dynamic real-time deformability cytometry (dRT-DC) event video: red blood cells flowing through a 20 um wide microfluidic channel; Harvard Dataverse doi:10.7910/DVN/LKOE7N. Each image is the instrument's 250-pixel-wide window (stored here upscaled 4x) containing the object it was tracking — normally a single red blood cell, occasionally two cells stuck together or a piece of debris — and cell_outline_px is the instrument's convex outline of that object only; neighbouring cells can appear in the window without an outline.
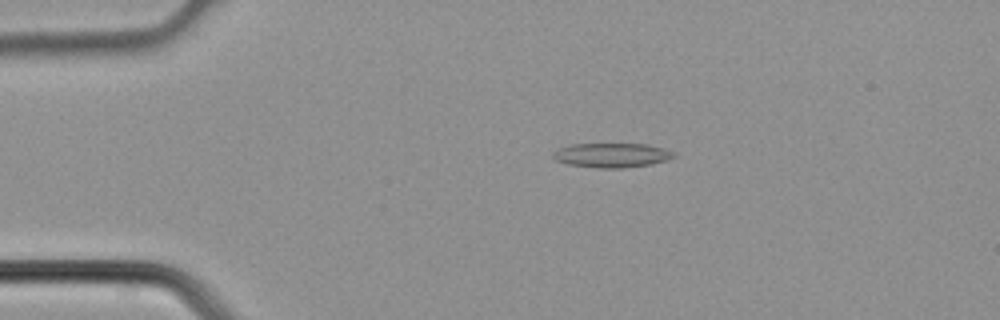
{"species": "common noctule bat (a hibernating species)", "species_latin": "Nyctalus noctula", "temperature_condition": "cold", "stored_images_in_passage": 3, "camera_frame_rate_fps": 3000, "um_per_image_px": 0.085, "animal": {"sex": "male", "body_mass_g": 21.5, "forearm_length_mm": 52.0}, "frame": {"image": 1, "passage_image": 1, "time_ms": 0.0, "image_size_px": [1000, 320], "cell_outline_px": [[676, 156], [668, 160], [652, 164], [620, 168], [596, 168], [568, 164], [556, 160], [552, 156], [552, 152], [560, 148], [572, 144], [648, 144], [664, 148], [676, 152]], "centroid_in_image_um": [52.04, 13.19], "position_along_channel_um": 33.0, "area_um2": 17.28}}
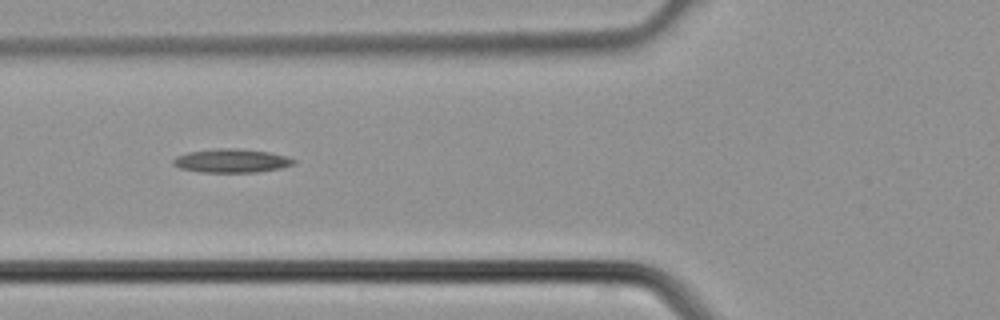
{"frame": {"image": 2, "passage_image": 3, "time_ms": 0.667, "image_size_px": [1000, 320], "cell_outline_px": [[296, 164], [280, 168], [256, 172], [200, 172], [180, 168], [172, 164], [172, 160], [176, 156], [188, 152], [216, 148], [236, 148], [268, 152], [288, 156], [296, 160]], "centroid_in_image_um": [19.68, 13.66], "position_along_channel_um": 106.1, "area_um2": 16.7}}